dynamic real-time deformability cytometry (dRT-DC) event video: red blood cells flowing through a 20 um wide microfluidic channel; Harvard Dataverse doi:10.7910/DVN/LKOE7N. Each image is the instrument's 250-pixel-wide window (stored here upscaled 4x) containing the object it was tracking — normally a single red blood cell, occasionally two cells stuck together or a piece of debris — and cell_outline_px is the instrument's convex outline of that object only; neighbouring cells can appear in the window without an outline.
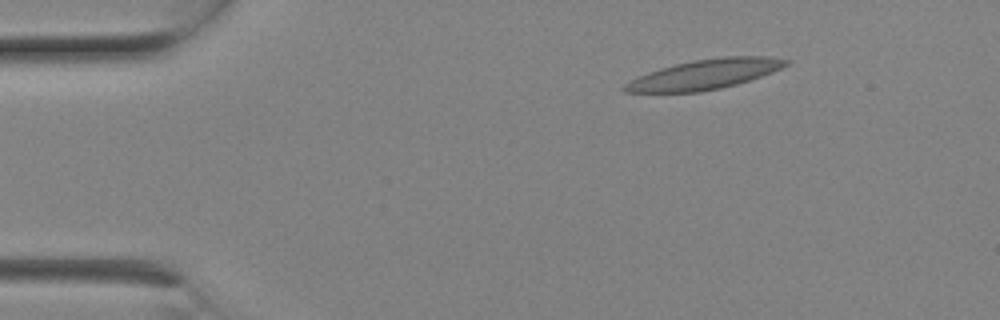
{"species": "Egyptian fruit bat (a non-hibernating species)", "species_latin": "Rousettus aegyptiacus", "temperature_condition": "room temperature", "stored_images_in_passage": 5, "camera_frame_rate_fps": 3000, "um_per_image_px": 0.085, "animal": {"sex": "female"}, "frame": {"image": 1, "passage_image": 1, "time_ms": 0.0, "image_size_px": [1000, 320], "cell_outline_px": [[792, 60], [788, 64], [772, 72], [736, 84], [720, 88], [700, 92], [624, 92], [620, 88], [624, 84], [648, 72], [660, 68], [692, 60], [724, 56], [768, 56]], "centroid_in_image_um": [59.91, 6.31], "position_along_channel_um": 25.1, "area_um2": 27.86}}
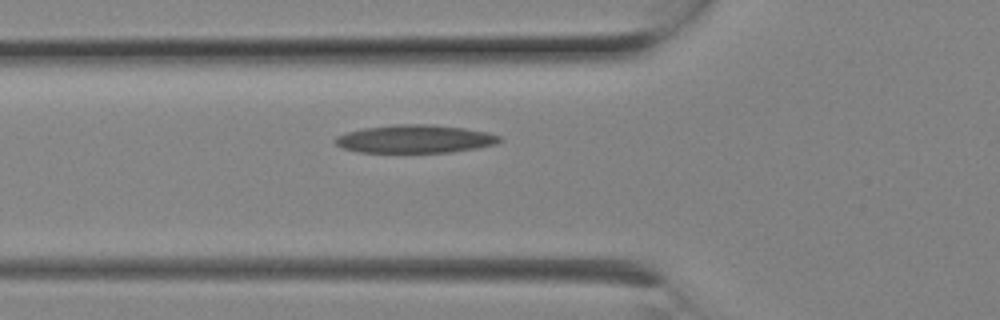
{"frame": {"image": 2, "passage_image": 5, "time_ms": 1.333, "image_size_px": [1000, 320], "cell_outline_px": [[504, 140], [496, 144], [476, 148], [452, 152], [360, 152], [344, 148], [336, 144], [332, 140], [336, 136], [348, 132], [364, 128], [396, 124], [432, 124], [464, 128], [488, 132], [500, 136]], "centroid_in_image_um": [35.3, 11.8], "position_along_channel_um": 90.5, "area_um2": 26.93}}